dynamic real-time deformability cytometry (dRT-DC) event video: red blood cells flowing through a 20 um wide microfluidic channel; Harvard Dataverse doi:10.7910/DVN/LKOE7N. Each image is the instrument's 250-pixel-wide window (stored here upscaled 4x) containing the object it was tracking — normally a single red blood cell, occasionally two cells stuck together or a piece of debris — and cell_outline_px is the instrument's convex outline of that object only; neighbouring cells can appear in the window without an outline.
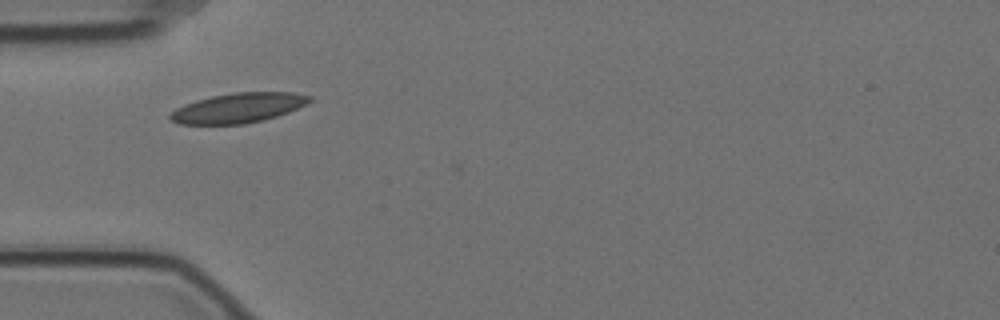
{"species": "Egyptian fruit bat (a non-hibernating species)", "species_latin": "Rousettus aegyptiacus", "temperature_condition": "cold", "stored_images_in_passage": 3, "camera_frame_rate_fps": 3000, "um_per_image_px": 0.085, "animal": {"sex": "female"}, "frame": {"image": 1, "passage_image": 2, "time_ms": 0.333, "image_size_px": [1000, 320], "cell_outline_px": [[312, 100], [308, 104], [288, 112], [264, 120], [244, 124], [180, 124], [172, 120], [168, 116], [176, 108], [184, 104], [196, 100], [212, 96], [236, 92], [292, 92], [312, 96]], "centroid_in_image_um": [20.28, 9.17], "position_along_channel_um": 64.7, "area_um2": 24.22}}
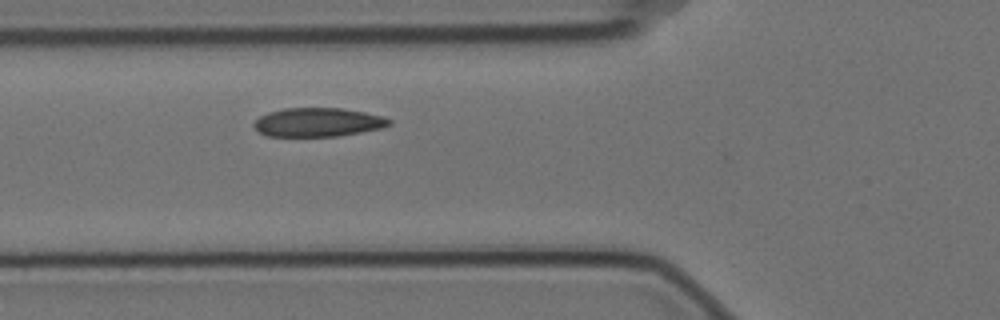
{"frame": {"image": 2, "passage_image": 3, "time_ms": 0.667, "image_size_px": [1000, 320], "cell_outline_px": [[392, 124], [384, 128], [336, 136], [268, 136], [260, 132], [252, 124], [260, 116], [268, 112], [284, 108], [344, 108], [364, 112], [380, 116], [392, 120]], "centroid_in_image_um": [27.04, 10.39], "position_along_channel_um": 98.8, "area_um2": 22.66}}